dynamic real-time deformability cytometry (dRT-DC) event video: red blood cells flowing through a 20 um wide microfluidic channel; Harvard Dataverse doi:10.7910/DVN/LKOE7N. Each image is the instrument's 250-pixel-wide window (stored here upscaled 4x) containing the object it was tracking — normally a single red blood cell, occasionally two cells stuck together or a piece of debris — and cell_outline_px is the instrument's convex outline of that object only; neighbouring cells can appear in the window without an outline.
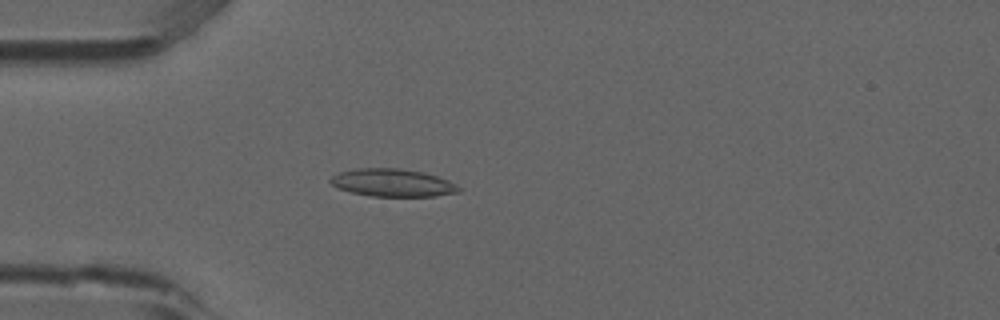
{"species": "common noctule bat (a hibernating species)", "species_latin": "Nyctalus noctula", "temperature_condition": "room temperature", "stored_images_in_passage": 3, "camera_frame_rate_fps": 3000, "um_per_image_px": 0.085, "animal": {"sex": "male", "forearm_length_mm": 52.5}, "frame": {"image": 1, "passage_image": 3, "time_ms": 0.667, "image_size_px": [1000, 320], "cell_outline_px": [[460, 192], [436, 196], [372, 196], [352, 192], [336, 188], [328, 180], [332, 176], [340, 172], [356, 168], [400, 168], [424, 172], [448, 180], [460, 188]], "centroid_in_image_um": [33.35, 15.53], "position_along_channel_um": 51.6, "area_um2": 20.69}}